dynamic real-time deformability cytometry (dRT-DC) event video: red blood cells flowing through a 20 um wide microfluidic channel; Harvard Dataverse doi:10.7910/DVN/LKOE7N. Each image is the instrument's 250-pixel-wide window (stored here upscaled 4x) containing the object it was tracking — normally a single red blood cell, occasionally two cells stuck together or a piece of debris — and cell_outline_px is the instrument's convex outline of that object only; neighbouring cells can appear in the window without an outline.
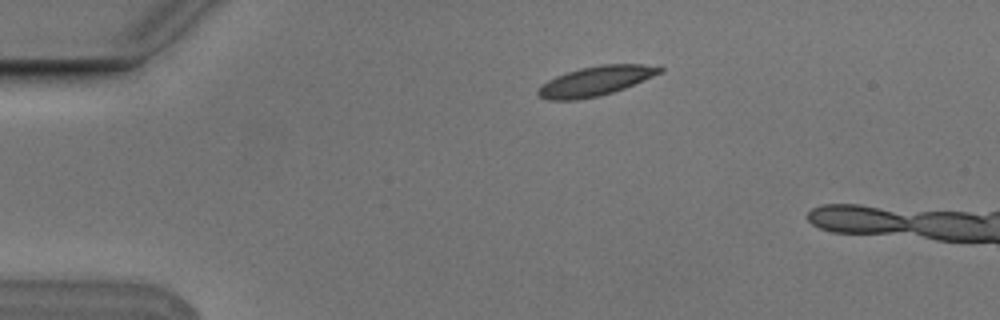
{"species": "Egyptian fruit bat (a non-hibernating species)", "species_latin": "Rousettus aegyptiacus", "temperature_condition": "cold", "stored_images_in_passage": 5, "camera_frame_rate_fps": 3000, "um_per_image_px": 0.085, "animal": {"sex": "male"}, "frame": {"image": 1, "passage_image": 3, "time_ms": 0.667, "image_size_px": [1000, 320], "cell_outline_px": [[664, 72], [624, 88], [600, 96], [576, 100], [548, 100], [540, 96], [536, 92], [548, 80], [556, 76], [580, 68], [600, 64], [644, 64], [664, 68]], "centroid_in_image_um": [50.66, 6.88], "position_along_channel_um": 34.3, "area_um2": 20.81}}